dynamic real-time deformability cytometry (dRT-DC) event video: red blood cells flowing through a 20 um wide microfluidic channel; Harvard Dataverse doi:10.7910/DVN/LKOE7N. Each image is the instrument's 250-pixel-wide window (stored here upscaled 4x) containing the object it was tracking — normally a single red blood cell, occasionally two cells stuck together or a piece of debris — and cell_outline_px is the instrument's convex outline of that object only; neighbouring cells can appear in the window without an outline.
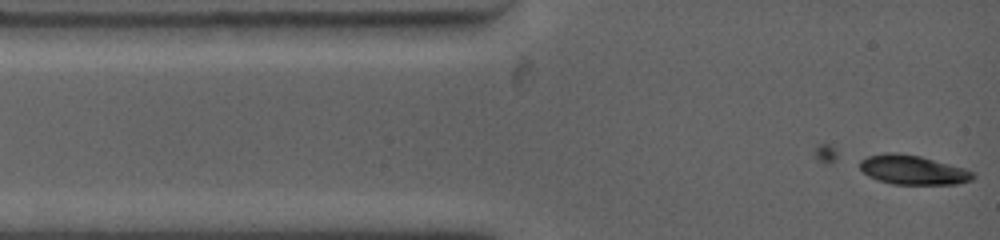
{"species": "common noctule bat (a hibernating species)", "species_latin": "Nyctalus noctula", "temperature_condition": "warm", "stored_images_in_passage": 3, "camera_frame_rate_fps": 4500, "um_per_image_px": 0.085, "animal": {"sex": "female", "body_mass_g": 19.0, "forearm_length_mm": 53.3}, "frame": {"image": 1, "passage_image": 3, "time_ms": 0.889, "image_size_px": [1000, 240], "cell_outline_px": [[976, 176], [972, 180], [956, 184], [892, 184], [868, 176], [860, 168], [860, 160], [868, 156], [888, 152], [896, 152], [920, 156], [964, 168], [972, 172]], "centroid_in_image_um": [77.59, 14.44], "position_along_channel_um": 7.4, "area_um2": 19.19}}